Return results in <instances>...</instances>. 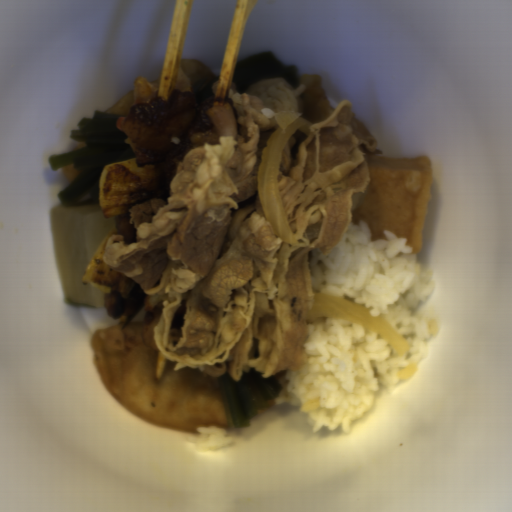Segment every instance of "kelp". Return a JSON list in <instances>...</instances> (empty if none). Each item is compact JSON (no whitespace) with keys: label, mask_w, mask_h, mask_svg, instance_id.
Returning a JSON list of instances; mask_svg holds the SVG:
<instances>
[{"label":"kelp","mask_w":512,"mask_h":512,"mask_svg":"<svg viewBox=\"0 0 512 512\" xmlns=\"http://www.w3.org/2000/svg\"><path fill=\"white\" fill-rule=\"evenodd\" d=\"M129 113L96 111L94 117H83L69 137L83 142V149L55 154L49 158L50 170L72 165L76 177L58 193L60 206L71 207L93 191H99L100 175L105 166L136 158L121 123Z\"/></svg>","instance_id":"1"},{"label":"kelp","mask_w":512,"mask_h":512,"mask_svg":"<svg viewBox=\"0 0 512 512\" xmlns=\"http://www.w3.org/2000/svg\"><path fill=\"white\" fill-rule=\"evenodd\" d=\"M240 382H235L230 373L216 378L227 427L239 429L249 426L253 417L276 401L282 389L280 380L260 377L257 368L244 371Z\"/></svg>","instance_id":"2"},{"label":"kelp","mask_w":512,"mask_h":512,"mask_svg":"<svg viewBox=\"0 0 512 512\" xmlns=\"http://www.w3.org/2000/svg\"><path fill=\"white\" fill-rule=\"evenodd\" d=\"M267 79H283L301 86L302 76L296 64H287L272 50H266L233 64V82L242 94L250 86Z\"/></svg>","instance_id":"3"}]
</instances>
